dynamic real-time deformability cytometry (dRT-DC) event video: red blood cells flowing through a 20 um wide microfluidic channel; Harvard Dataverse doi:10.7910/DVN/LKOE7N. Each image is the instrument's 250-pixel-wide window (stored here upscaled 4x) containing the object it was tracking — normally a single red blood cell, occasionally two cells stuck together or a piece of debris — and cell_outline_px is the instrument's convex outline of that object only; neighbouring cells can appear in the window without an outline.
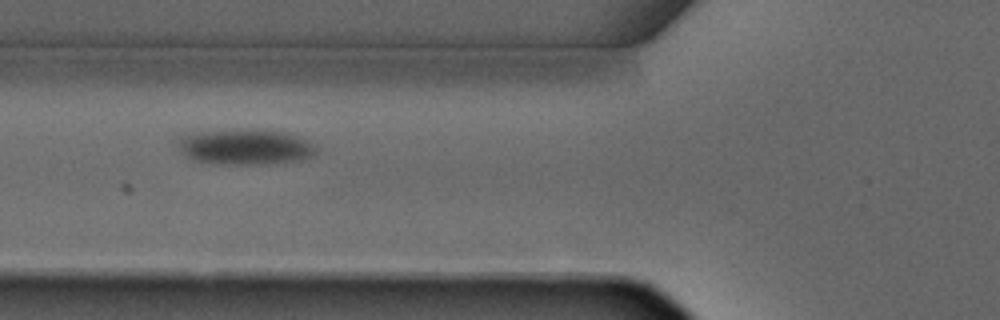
{"species": "common noctule bat (a hibernating species)", "species_latin": "Nyctalus noctula", "temperature_condition": "warm", "stored_images_in_passage": 8, "camera_frame_rate_fps": 3000, "um_per_image_px": 0.085, "animal": {"sex": "male", "forearm_length_mm": 52.5}, "frame": {"image": 1, "passage_image": 6, "time_ms": 7.0, "image_size_px": [1000, 320], "cell_outline_px": [[316, 152], [312, 156], [292, 160], [264, 164], [212, 164], [196, 160], [184, 156], [180, 152], [176, 144], [176, 140], [180, 136], [188, 132], [288, 132], [312, 144], [316, 148]], "centroid_in_image_um": [20.72, 12.53], "position_along_channel_um": 105.1, "area_um2": 27.57}}